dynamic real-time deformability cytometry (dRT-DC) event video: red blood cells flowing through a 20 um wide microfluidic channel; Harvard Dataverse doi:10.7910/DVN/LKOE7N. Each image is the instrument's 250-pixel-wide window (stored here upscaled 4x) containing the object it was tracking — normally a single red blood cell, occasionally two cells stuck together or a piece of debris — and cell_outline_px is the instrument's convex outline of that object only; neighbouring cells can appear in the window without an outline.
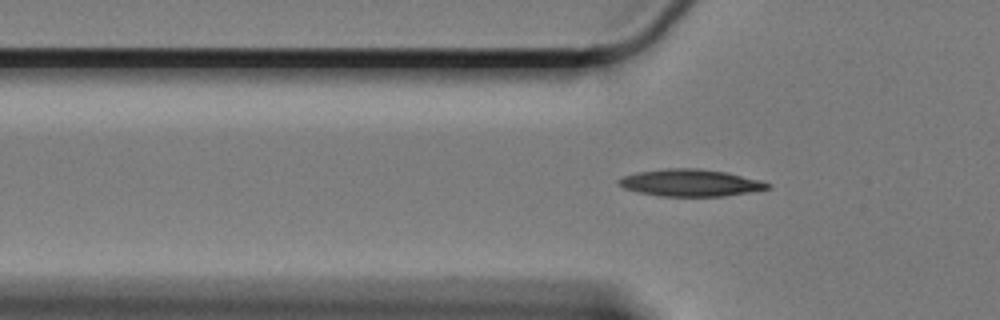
{"species": "Egyptian fruit bat (a non-hibernating species)", "species_latin": "Rousettus aegyptiacus", "temperature_condition": "cold", "stored_images_in_passage": 38, "camera_frame_rate_fps": 3000, "um_per_image_px": 0.085, "animal": {"sex": "female"}, "frame": {"image": 1, "passage_image": 3, "time_ms": 0.667, "image_size_px": [1000, 320], "cell_outline_px": [[772, 188], [720, 196], [660, 196], [640, 192], [624, 188], [616, 184], [616, 180], [624, 176], [636, 172], [668, 168], [700, 168], [728, 172], [760, 180], [772, 184]], "centroid_in_image_um": [58.67, 15.52], "position_along_channel_um": 67.1, "area_um2": 23.47}}
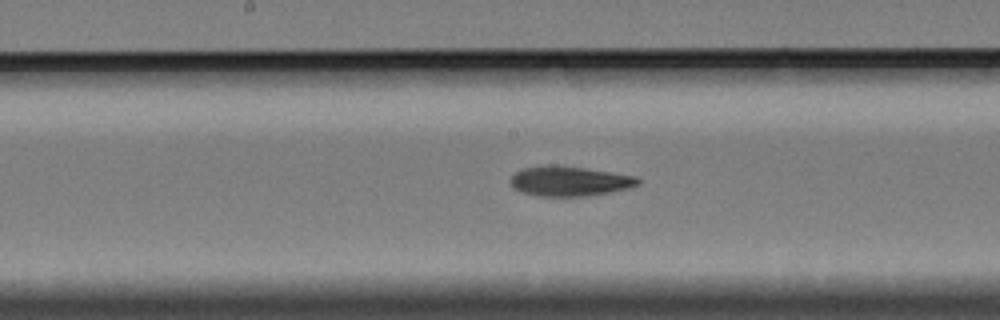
{"frame": {"image": 2, "passage_image": 15, "time_ms": 4.667, "image_size_px": [1000, 320], "cell_outline_px": [[640, 184], [628, 188], [608, 192], [584, 196], [540, 196], [520, 192], [512, 188], [512, 176], [516, 172], [524, 168], [584, 168], [636, 176], [640, 180]], "centroid_in_image_um": [48.45, 15.45], "position_along_channel_um": 199.7, "area_um2": 21.1}}
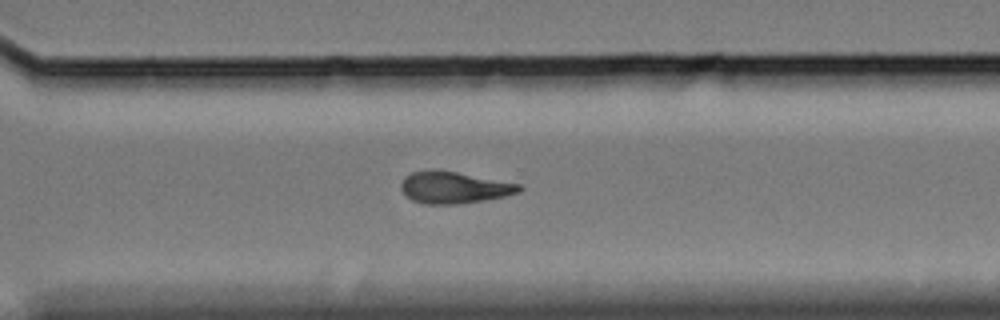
{"frame": {"image": 3, "passage_image": 27, "time_ms": 8.667, "image_size_px": [1000, 320], "cell_outline_px": [[524, 188], [520, 192], [504, 196], [484, 200], [456, 204], [424, 204], [412, 200], [400, 188], [400, 184], [404, 176], [412, 172], [456, 172], [520, 184]], "centroid_in_image_um": [38.61, 15.97], "position_along_channel_um": 332.0, "area_um2": 21.27}, "authors_computed_cell_mechanics": {"area_um2": 22.2241, "velocity_mm_per_s": 3.3172, "shape_relaxation_time_tau1_ms": 5.3176, "shape_relaxation_time_tau2_ms": null, "deformation_change_tau1": 0.1469, "deformation_change_tau2": null}}